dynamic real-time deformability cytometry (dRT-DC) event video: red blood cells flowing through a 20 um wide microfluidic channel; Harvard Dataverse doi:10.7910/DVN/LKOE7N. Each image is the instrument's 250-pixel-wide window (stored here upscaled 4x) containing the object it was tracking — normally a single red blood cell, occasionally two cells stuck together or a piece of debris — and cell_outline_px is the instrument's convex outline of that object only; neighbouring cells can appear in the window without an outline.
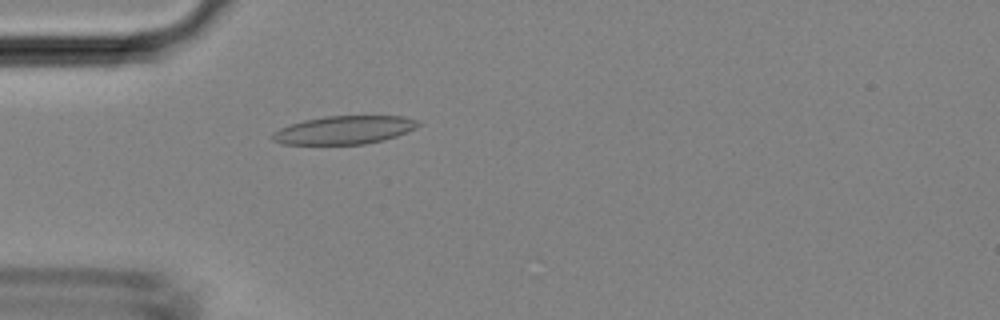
{"species": "Egyptian fruit bat (a non-hibernating species)", "species_latin": "Rousettus aegyptiacus", "temperature_condition": "room temperature", "stored_images_in_passage": 44, "camera_frame_rate_fps": 3000, "um_per_image_px": 0.085, "animal": {"sex": "female"}, "frame": {"image": 1, "passage_image": 13, "time_ms": 4.0, "image_size_px": [1000, 320], "cell_outline_px": [[420, 124], [416, 128], [396, 136], [384, 140], [364, 144], [280, 144], [272, 140], [272, 132], [280, 128], [304, 120], [324, 116], [404, 116], [416, 120]], "centroid_in_image_um": [29.24, 11.05], "position_along_channel_um": 55.8, "area_um2": 23.93}}
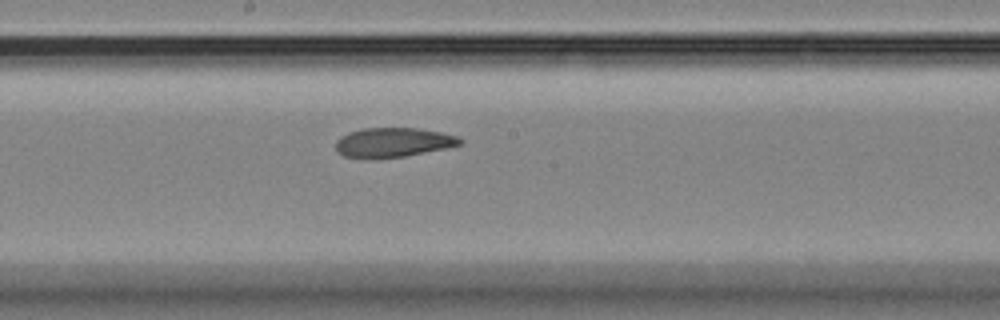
{"frame": {"image": 2, "passage_image": 24, "time_ms": 7.667, "image_size_px": [1000, 320], "cell_outline_px": [[464, 144], [448, 148], [404, 156], [376, 160], [364, 160], [344, 156], [336, 152], [336, 140], [340, 136], [348, 132], [364, 128], [416, 128], [440, 132], [456, 136], [464, 140]], "centroid_in_image_um": [33.38, 12.13], "position_along_channel_um": 214.8, "area_um2": 21.91}}
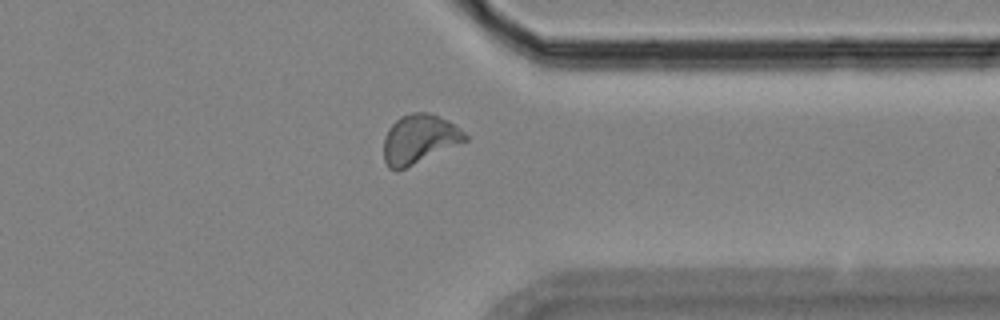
{"frame": {"image": 3, "passage_image": 35, "time_ms": 11.333, "image_size_px": [1000, 320], "cell_outline_px": [[468, 140], [396, 172], [388, 168], [384, 160], [384, 136], [388, 128], [400, 116], [416, 112], [428, 112], [448, 120], [460, 128], [468, 136]], "centroid_in_image_um": [35.62, 11.82], "position_along_channel_um": 375.8, "area_um2": 23.29}}